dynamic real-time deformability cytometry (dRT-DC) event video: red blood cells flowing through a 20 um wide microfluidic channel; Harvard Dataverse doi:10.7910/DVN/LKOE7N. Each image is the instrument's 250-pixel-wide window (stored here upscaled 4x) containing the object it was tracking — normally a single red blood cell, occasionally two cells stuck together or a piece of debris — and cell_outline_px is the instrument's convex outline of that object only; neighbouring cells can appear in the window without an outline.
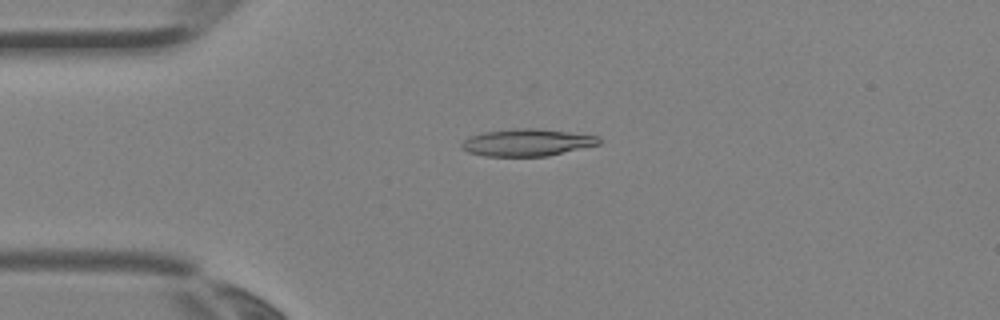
{"species": "Egyptian fruit bat (a non-hibernating species)", "species_latin": "Rousettus aegyptiacus", "temperature_condition": "room temperature", "stored_images_in_passage": 2, "camera_frame_rate_fps": 3000, "um_per_image_px": 0.085, "animal": {"sex": "female"}, "frame": {"image": 1, "passage_image": 1, "time_ms": 0.0, "image_size_px": [1000, 320], "cell_outline_px": [[600, 144], [548, 156], [484, 156], [468, 152], [460, 148], [460, 144], [468, 136], [484, 132], [520, 128], [536, 128], [600, 136]], "centroid_in_image_um": [44.77, 12.11], "position_along_channel_um": 40.2, "area_um2": 21.73}}